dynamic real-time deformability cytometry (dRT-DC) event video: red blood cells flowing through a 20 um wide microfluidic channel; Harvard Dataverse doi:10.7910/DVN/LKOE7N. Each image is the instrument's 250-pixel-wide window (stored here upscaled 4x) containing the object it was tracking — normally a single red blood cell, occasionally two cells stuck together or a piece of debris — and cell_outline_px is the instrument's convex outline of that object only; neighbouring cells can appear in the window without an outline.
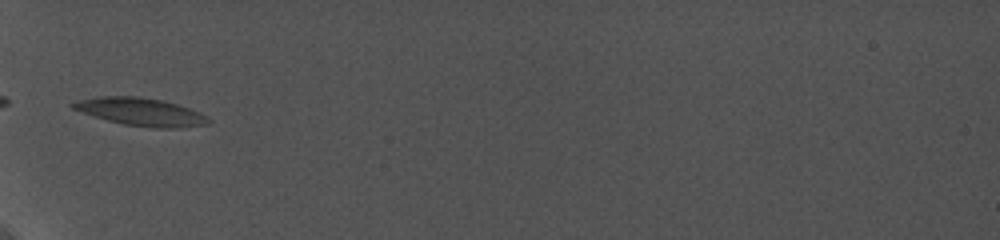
{"species": "common noctule bat (a hibernating species)", "species_latin": "Nyctalus noctula", "temperature_condition": "cold", "stored_images_in_passage": 31, "camera_frame_rate_fps": 5000, "um_per_image_px": 0.085, "animal": {"sex": "female", "body_mass_g": 19.0, "forearm_length_mm": 56.7}, "frame": {"image": 1, "passage_image": 1, "time_ms": 0.0, "image_size_px": [1000, 240], "cell_outline_px": [[212, 120], [208, 124], [180, 128], [152, 128], [124, 124], [108, 120], [72, 108], [68, 104], [80, 100], [100, 96], [140, 96], [160, 100], [176, 104], [200, 112], [208, 116]], "centroid_in_image_um": [12.03, 9.51], "position_along_channel_um": 73.0, "area_um2": 21.79}}
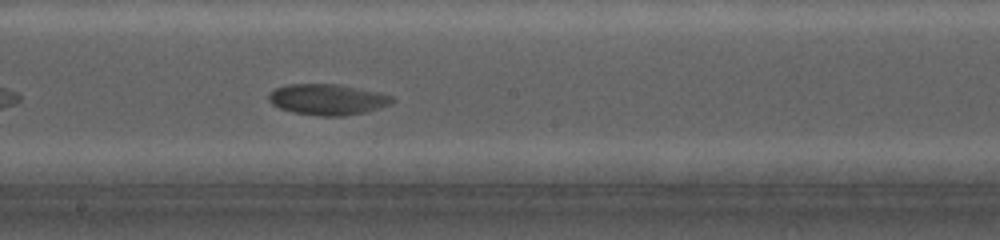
{"frame": {"image": 2, "passage_image": 9, "time_ms": 4.4, "image_size_px": [1000, 240], "cell_outline_px": [[396, 100], [392, 104], [364, 112], [344, 116], [320, 116], [292, 112], [280, 108], [272, 104], [268, 100], [268, 96], [276, 88], [288, 84], [336, 84], [380, 92], [392, 96]], "centroid_in_image_um": [27.86, 8.46], "position_along_channel_um": 220.3, "area_um2": 22.2}}
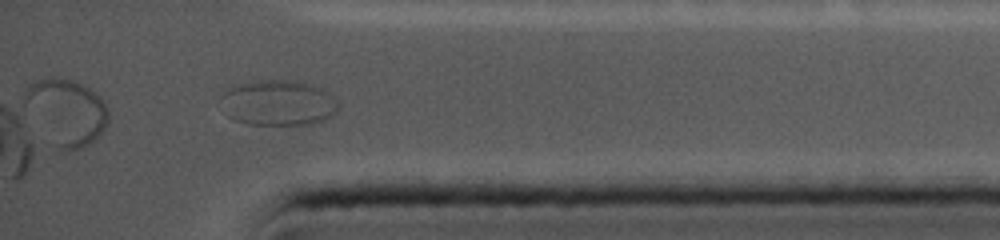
{"frame": {"image": 3, "passage_image": 27, "time_ms": 9.8, "image_size_px": [1000, 240], "cell_outline_px": [[336, 112], [332, 116], [324, 120], [308, 124], [248, 124], [232, 120], [228, 116], [220, 96], [228, 88], [236, 84], [252, 80], [292, 80], [312, 84], [336, 96]], "centroid_in_image_um": [23.64, 8.72], "position_along_channel_um": 411.6, "area_um2": 31.27}}